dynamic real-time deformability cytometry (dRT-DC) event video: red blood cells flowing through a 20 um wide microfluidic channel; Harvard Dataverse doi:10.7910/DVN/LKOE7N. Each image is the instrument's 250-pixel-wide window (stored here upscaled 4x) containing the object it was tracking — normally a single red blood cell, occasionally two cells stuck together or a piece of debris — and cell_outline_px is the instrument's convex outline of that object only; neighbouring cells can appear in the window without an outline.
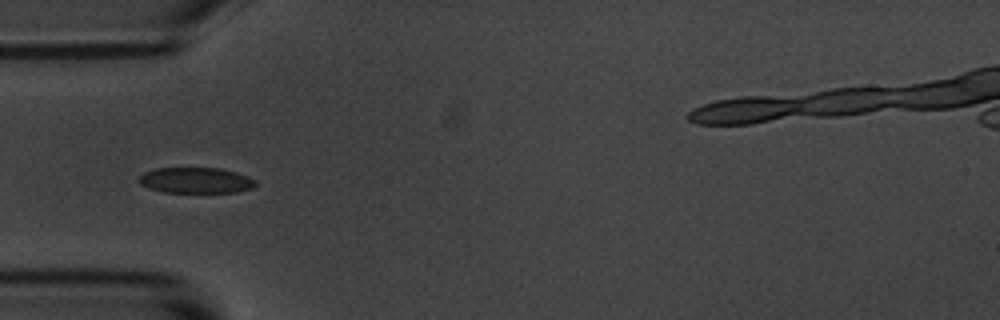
{"species": "common noctule bat (a hibernating species)", "species_latin": "Nyctalus noctula", "temperature_condition": "room temperature", "stored_images_in_passage": 10, "camera_frame_rate_fps": 3000, "um_per_image_px": 0.085, "animal": {"sex": "male", "body_mass_g": 20.1, "forearm_length_mm": 53.5}, "frame": {"image": 1, "passage_image": 5, "time_ms": 4.667, "image_size_px": [1000, 320], "cell_outline_px": [[256, 184], [252, 188], [236, 192], [160, 192], [148, 188], [140, 184], [136, 180], [144, 172], [156, 168], [220, 168], [236, 172], [248, 176], [256, 180]], "centroid_in_image_um": [16.61, 15.33], "position_along_channel_um": 68.4, "area_um2": 17.63}}
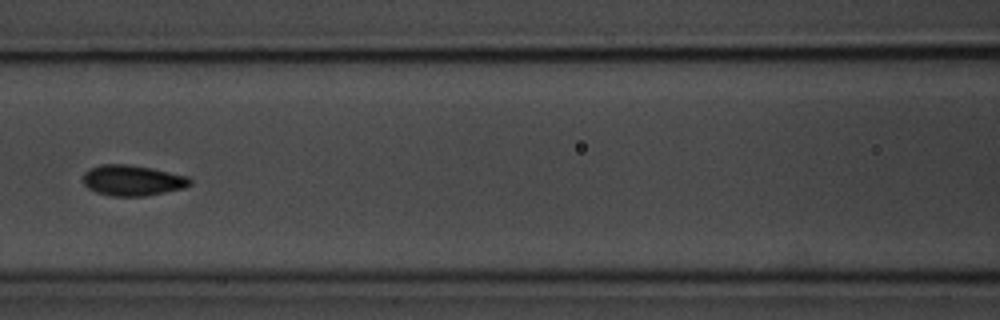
{"frame": {"image": 2, "passage_image": 7, "time_ms": 7.0, "image_size_px": [1000, 320], "cell_outline_px": [[192, 184], [184, 188], [144, 196], [112, 196], [96, 192], [88, 188], [84, 184], [84, 172], [100, 164], [128, 164], [152, 168], [188, 176], [192, 180]], "centroid_in_image_um": [11.28, 15.33], "position_along_channel_um": 155.3, "area_um2": 19.07}}
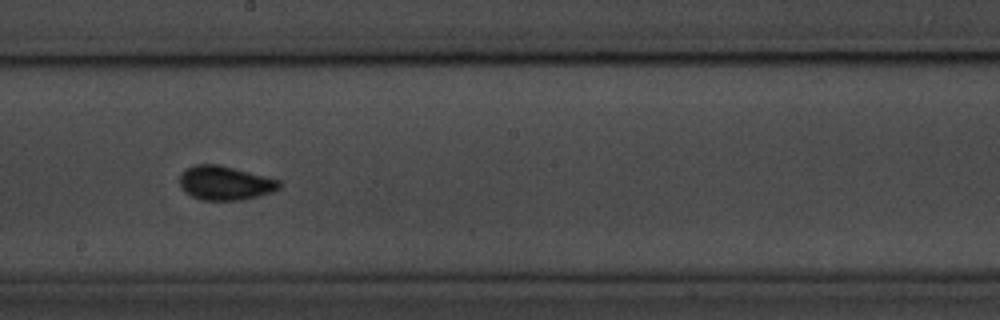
{"frame": {"image": 3, "passage_image": 9, "time_ms": 9.0, "image_size_px": [1000, 320], "cell_outline_px": [[280, 188], [272, 192], [244, 200], [204, 200], [192, 196], [184, 192], [180, 188], [180, 172], [196, 164], [216, 164], [280, 180]], "centroid_in_image_um": [19.1, 15.57], "position_along_channel_um": 229.1, "area_um2": 19.65}}